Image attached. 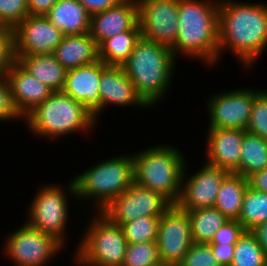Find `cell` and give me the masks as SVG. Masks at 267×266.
I'll use <instances>...</instances> for the list:
<instances>
[{"label":"cell","mask_w":267,"mask_h":266,"mask_svg":"<svg viewBox=\"0 0 267 266\" xmlns=\"http://www.w3.org/2000/svg\"><path fill=\"white\" fill-rule=\"evenodd\" d=\"M218 27V64L230 51L240 67L251 71L267 49V3L219 0Z\"/></svg>","instance_id":"6da1fadb"},{"label":"cell","mask_w":267,"mask_h":266,"mask_svg":"<svg viewBox=\"0 0 267 266\" xmlns=\"http://www.w3.org/2000/svg\"><path fill=\"white\" fill-rule=\"evenodd\" d=\"M218 12L219 0H178V35L171 48L177 60L187 57L217 68Z\"/></svg>","instance_id":"7a4b0ae2"},{"label":"cell","mask_w":267,"mask_h":266,"mask_svg":"<svg viewBox=\"0 0 267 266\" xmlns=\"http://www.w3.org/2000/svg\"><path fill=\"white\" fill-rule=\"evenodd\" d=\"M177 63L171 48L141 37L122 67L137 95L152 110L172 93Z\"/></svg>","instance_id":"3957f363"},{"label":"cell","mask_w":267,"mask_h":266,"mask_svg":"<svg viewBox=\"0 0 267 266\" xmlns=\"http://www.w3.org/2000/svg\"><path fill=\"white\" fill-rule=\"evenodd\" d=\"M23 123L31 135L52 141L78 133L85 136L99 125L81 102L62 91L52 92L23 119Z\"/></svg>","instance_id":"277c9868"},{"label":"cell","mask_w":267,"mask_h":266,"mask_svg":"<svg viewBox=\"0 0 267 266\" xmlns=\"http://www.w3.org/2000/svg\"><path fill=\"white\" fill-rule=\"evenodd\" d=\"M77 203L89 204L91 212H101L134 182L132 153H121L92 163L74 176ZM89 201V203H88ZM91 205V206H90Z\"/></svg>","instance_id":"5b68a950"},{"label":"cell","mask_w":267,"mask_h":266,"mask_svg":"<svg viewBox=\"0 0 267 266\" xmlns=\"http://www.w3.org/2000/svg\"><path fill=\"white\" fill-rule=\"evenodd\" d=\"M164 144L132 152L134 182L176 204L181 194L184 169L189 162L180 148Z\"/></svg>","instance_id":"8992f818"},{"label":"cell","mask_w":267,"mask_h":266,"mask_svg":"<svg viewBox=\"0 0 267 266\" xmlns=\"http://www.w3.org/2000/svg\"><path fill=\"white\" fill-rule=\"evenodd\" d=\"M90 216L73 250L74 266H122L128 242L121 226L101 212Z\"/></svg>","instance_id":"52a82bcc"},{"label":"cell","mask_w":267,"mask_h":266,"mask_svg":"<svg viewBox=\"0 0 267 266\" xmlns=\"http://www.w3.org/2000/svg\"><path fill=\"white\" fill-rule=\"evenodd\" d=\"M65 186L52 182L42 183L36 188V193L30 206L26 209L25 222L34 229L40 230L54 236L65 247L70 235H67L70 228V206L69 200L73 197L76 200V188L73 179ZM71 196V198H69ZM31 203V204H30ZM67 229V231H66Z\"/></svg>","instance_id":"ba28073f"},{"label":"cell","mask_w":267,"mask_h":266,"mask_svg":"<svg viewBox=\"0 0 267 266\" xmlns=\"http://www.w3.org/2000/svg\"><path fill=\"white\" fill-rule=\"evenodd\" d=\"M10 232L2 244V255L11 266H49L66 247L54 236L34 229L26 222Z\"/></svg>","instance_id":"9c48e42d"},{"label":"cell","mask_w":267,"mask_h":266,"mask_svg":"<svg viewBox=\"0 0 267 266\" xmlns=\"http://www.w3.org/2000/svg\"><path fill=\"white\" fill-rule=\"evenodd\" d=\"M215 92L206 98L208 128L246 130L255 98V88H232Z\"/></svg>","instance_id":"30bf717a"},{"label":"cell","mask_w":267,"mask_h":266,"mask_svg":"<svg viewBox=\"0 0 267 266\" xmlns=\"http://www.w3.org/2000/svg\"><path fill=\"white\" fill-rule=\"evenodd\" d=\"M170 206L172 203L160 193L133 182L101 213L114 224L121 225L139 217L161 216Z\"/></svg>","instance_id":"8fae6325"},{"label":"cell","mask_w":267,"mask_h":266,"mask_svg":"<svg viewBox=\"0 0 267 266\" xmlns=\"http://www.w3.org/2000/svg\"><path fill=\"white\" fill-rule=\"evenodd\" d=\"M193 243L185 210L172 204L159 218L157 246L163 266H178Z\"/></svg>","instance_id":"7c38bea8"},{"label":"cell","mask_w":267,"mask_h":266,"mask_svg":"<svg viewBox=\"0 0 267 266\" xmlns=\"http://www.w3.org/2000/svg\"><path fill=\"white\" fill-rule=\"evenodd\" d=\"M141 37L172 48L178 35V0H137Z\"/></svg>","instance_id":"4fadbf2b"},{"label":"cell","mask_w":267,"mask_h":266,"mask_svg":"<svg viewBox=\"0 0 267 266\" xmlns=\"http://www.w3.org/2000/svg\"><path fill=\"white\" fill-rule=\"evenodd\" d=\"M201 165L194 173L188 171L189 164L185 166L181 194L176 203L182 210L213 207L220 185L229 174L228 171L207 162H202Z\"/></svg>","instance_id":"5bb4252c"},{"label":"cell","mask_w":267,"mask_h":266,"mask_svg":"<svg viewBox=\"0 0 267 266\" xmlns=\"http://www.w3.org/2000/svg\"><path fill=\"white\" fill-rule=\"evenodd\" d=\"M63 33L46 16L28 15L14 28L15 55L53 54Z\"/></svg>","instance_id":"9a60e30c"},{"label":"cell","mask_w":267,"mask_h":266,"mask_svg":"<svg viewBox=\"0 0 267 266\" xmlns=\"http://www.w3.org/2000/svg\"><path fill=\"white\" fill-rule=\"evenodd\" d=\"M106 67L107 65L99 60L90 65L67 70L65 83L61 90L74 100L81 102L83 106L94 115L98 123L102 118L100 117L101 99L99 83L101 72Z\"/></svg>","instance_id":"2e32d148"},{"label":"cell","mask_w":267,"mask_h":266,"mask_svg":"<svg viewBox=\"0 0 267 266\" xmlns=\"http://www.w3.org/2000/svg\"><path fill=\"white\" fill-rule=\"evenodd\" d=\"M5 77L9 83L12 103L22 119L43 103L53 92L17 61L8 69Z\"/></svg>","instance_id":"e0dca14e"},{"label":"cell","mask_w":267,"mask_h":266,"mask_svg":"<svg viewBox=\"0 0 267 266\" xmlns=\"http://www.w3.org/2000/svg\"><path fill=\"white\" fill-rule=\"evenodd\" d=\"M205 135V162L229 173L239 168L244 130L232 128H207Z\"/></svg>","instance_id":"ac0fdd59"},{"label":"cell","mask_w":267,"mask_h":266,"mask_svg":"<svg viewBox=\"0 0 267 266\" xmlns=\"http://www.w3.org/2000/svg\"><path fill=\"white\" fill-rule=\"evenodd\" d=\"M99 93L102 115L109 106L134 107V109L145 111L150 109L137 95L134 84L128 78L122 66H107L101 72Z\"/></svg>","instance_id":"d6986e66"},{"label":"cell","mask_w":267,"mask_h":266,"mask_svg":"<svg viewBox=\"0 0 267 266\" xmlns=\"http://www.w3.org/2000/svg\"><path fill=\"white\" fill-rule=\"evenodd\" d=\"M138 23L137 0H126L120 5L92 14L89 34L99 46L104 40L133 29Z\"/></svg>","instance_id":"ffe728a7"},{"label":"cell","mask_w":267,"mask_h":266,"mask_svg":"<svg viewBox=\"0 0 267 266\" xmlns=\"http://www.w3.org/2000/svg\"><path fill=\"white\" fill-rule=\"evenodd\" d=\"M53 55L70 70L99 61V47L89 33L64 35Z\"/></svg>","instance_id":"44dd1931"},{"label":"cell","mask_w":267,"mask_h":266,"mask_svg":"<svg viewBox=\"0 0 267 266\" xmlns=\"http://www.w3.org/2000/svg\"><path fill=\"white\" fill-rule=\"evenodd\" d=\"M45 16L63 35L89 33L91 15L78 0H58Z\"/></svg>","instance_id":"7402d4cb"},{"label":"cell","mask_w":267,"mask_h":266,"mask_svg":"<svg viewBox=\"0 0 267 266\" xmlns=\"http://www.w3.org/2000/svg\"><path fill=\"white\" fill-rule=\"evenodd\" d=\"M16 61L36 79L45 83L53 92L63 89L67 69L53 54L15 55Z\"/></svg>","instance_id":"603a6c76"},{"label":"cell","mask_w":267,"mask_h":266,"mask_svg":"<svg viewBox=\"0 0 267 266\" xmlns=\"http://www.w3.org/2000/svg\"><path fill=\"white\" fill-rule=\"evenodd\" d=\"M248 180L240 174L229 173L217 192L214 207L228 219H238Z\"/></svg>","instance_id":"cb8c5ba5"},{"label":"cell","mask_w":267,"mask_h":266,"mask_svg":"<svg viewBox=\"0 0 267 266\" xmlns=\"http://www.w3.org/2000/svg\"><path fill=\"white\" fill-rule=\"evenodd\" d=\"M141 38L139 23L130 30L104 40L99 47V60L107 66H122Z\"/></svg>","instance_id":"d4e9b609"},{"label":"cell","mask_w":267,"mask_h":266,"mask_svg":"<svg viewBox=\"0 0 267 266\" xmlns=\"http://www.w3.org/2000/svg\"><path fill=\"white\" fill-rule=\"evenodd\" d=\"M265 168H267V139L244 130L239 168L235 174H240L247 179Z\"/></svg>","instance_id":"484cf974"},{"label":"cell","mask_w":267,"mask_h":266,"mask_svg":"<svg viewBox=\"0 0 267 266\" xmlns=\"http://www.w3.org/2000/svg\"><path fill=\"white\" fill-rule=\"evenodd\" d=\"M191 226L194 243L209 244L219 230L229 219L214 206L196 210H185Z\"/></svg>","instance_id":"4316f807"},{"label":"cell","mask_w":267,"mask_h":266,"mask_svg":"<svg viewBox=\"0 0 267 266\" xmlns=\"http://www.w3.org/2000/svg\"><path fill=\"white\" fill-rule=\"evenodd\" d=\"M245 231H252L267 222V194L247 186L237 219Z\"/></svg>","instance_id":"83f0119b"},{"label":"cell","mask_w":267,"mask_h":266,"mask_svg":"<svg viewBox=\"0 0 267 266\" xmlns=\"http://www.w3.org/2000/svg\"><path fill=\"white\" fill-rule=\"evenodd\" d=\"M267 254L252 231H244L235 244L230 266H265Z\"/></svg>","instance_id":"f1b7e54d"},{"label":"cell","mask_w":267,"mask_h":266,"mask_svg":"<svg viewBox=\"0 0 267 266\" xmlns=\"http://www.w3.org/2000/svg\"><path fill=\"white\" fill-rule=\"evenodd\" d=\"M160 216H144L121 224L128 243L157 241Z\"/></svg>","instance_id":"f546056e"},{"label":"cell","mask_w":267,"mask_h":266,"mask_svg":"<svg viewBox=\"0 0 267 266\" xmlns=\"http://www.w3.org/2000/svg\"><path fill=\"white\" fill-rule=\"evenodd\" d=\"M122 266H163L157 241L128 243Z\"/></svg>","instance_id":"4dcf8cb0"},{"label":"cell","mask_w":267,"mask_h":266,"mask_svg":"<svg viewBox=\"0 0 267 266\" xmlns=\"http://www.w3.org/2000/svg\"><path fill=\"white\" fill-rule=\"evenodd\" d=\"M246 131L267 139V88H255V98Z\"/></svg>","instance_id":"1f68e13d"},{"label":"cell","mask_w":267,"mask_h":266,"mask_svg":"<svg viewBox=\"0 0 267 266\" xmlns=\"http://www.w3.org/2000/svg\"><path fill=\"white\" fill-rule=\"evenodd\" d=\"M28 15L27 0H0V25L15 28Z\"/></svg>","instance_id":"d6a6232c"},{"label":"cell","mask_w":267,"mask_h":266,"mask_svg":"<svg viewBox=\"0 0 267 266\" xmlns=\"http://www.w3.org/2000/svg\"><path fill=\"white\" fill-rule=\"evenodd\" d=\"M178 266H220L213 256L210 244L192 243Z\"/></svg>","instance_id":"836d02e7"},{"label":"cell","mask_w":267,"mask_h":266,"mask_svg":"<svg viewBox=\"0 0 267 266\" xmlns=\"http://www.w3.org/2000/svg\"><path fill=\"white\" fill-rule=\"evenodd\" d=\"M15 61L14 28L0 25V75H5Z\"/></svg>","instance_id":"e575fe53"},{"label":"cell","mask_w":267,"mask_h":266,"mask_svg":"<svg viewBox=\"0 0 267 266\" xmlns=\"http://www.w3.org/2000/svg\"><path fill=\"white\" fill-rule=\"evenodd\" d=\"M23 121L12 103L9 83L5 75H0V123Z\"/></svg>","instance_id":"d590c367"},{"label":"cell","mask_w":267,"mask_h":266,"mask_svg":"<svg viewBox=\"0 0 267 266\" xmlns=\"http://www.w3.org/2000/svg\"><path fill=\"white\" fill-rule=\"evenodd\" d=\"M244 231L243 226L238 220L229 219L215 232L214 238L209 244L235 245Z\"/></svg>","instance_id":"8d00e7d4"},{"label":"cell","mask_w":267,"mask_h":266,"mask_svg":"<svg viewBox=\"0 0 267 266\" xmlns=\"http://www.w3.org/2000/svg\"><path fill=\"white\" fill-rule=\"evenodd\" d=\"M213 256L220 266H230L233 258L235 245L210 244Z\"/></svg>","instance_id":"74e56055"},{"label":"cell","mask_w":267,"mask_h":266,"mask_svg":"<svg viewBox=\"0 0 267 266\" xmlns=\"http://www.w3.org/2000/svg\"><path fill=\"white\" fill-rule=\"evenodd\" d=\"M86 11L92 15L97 12L105 11L108 8L120 5L126 0H78Z\"/></svg>","instance_id":"f35d334b"},{"label":"cell","mask_w":267,"mask_h":266,"mask_svg":"<svg viewBox=\"0 0 267 266\" xmlns=\"http://www.w3.org/2000/svg\"><path fill=\"white\" fill-rule=\"evenodd\" d=\"M58 0H27L30 16H45Z\"/></svg>","instance_id":"ab89813d"},{"label":"cell","mask_w":267,"mask_h":266,"mask_svg":"<svg viewBox=\"0 0 267 266\" xmlns=\"http://www.w3.org/2000/svg\"><path fill=\"white\" fill-rule=\"evenodd\" d=\"M247 180L249 187L267 194V168L250 175Z\"/></svg>","instance_id":"60d3db41"},{"label":"cell","mask_w":267,"mask_h":266,"mask_svg":"<svg viewBox=\"0 0 267 266\" xmlns=\"http://www.w3.org/2000/svg\"><path fill=\"white\" fill-rule=\"evenodd\" d=\"M252 232L255 234L258 242L267 254V222L258 225L255 229L252 230Z\"/></svg>","instance_id":"b9f144b4"}]
</instances>
